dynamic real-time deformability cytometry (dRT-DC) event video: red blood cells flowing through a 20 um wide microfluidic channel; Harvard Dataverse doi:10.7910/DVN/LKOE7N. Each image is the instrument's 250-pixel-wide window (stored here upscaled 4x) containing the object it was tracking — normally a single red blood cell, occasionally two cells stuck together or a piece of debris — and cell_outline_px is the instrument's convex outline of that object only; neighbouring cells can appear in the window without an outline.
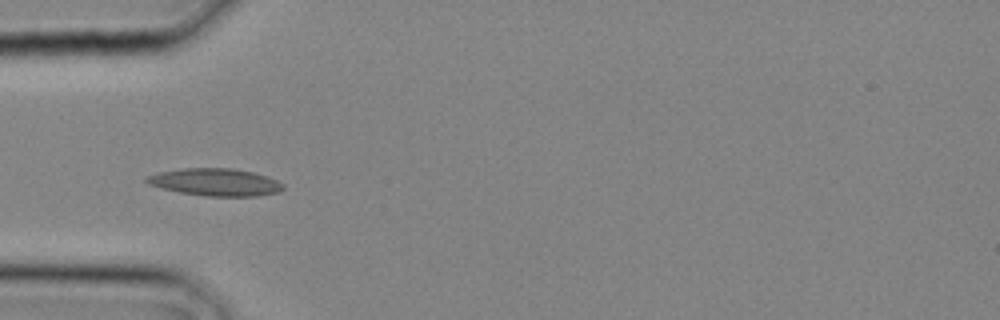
{"species": "common noctule bat (a hibernating species)", "species_latin": "Nyctalus noctula", "temperature_condition": "cold", "stored_images_in_passage": 13, "camera_frame_rate_fps": 3000, "um_per_image_px": 0.085, "animal": {"sex": "male", "body_mass_g": 20.4}, "frame": {"image": 1, "passage_image": 8, "time_ms": 2.333, "image_size_px": [1000, 320], "cell_outline_px": [[284, 188], [280, 192], [256, 196], [204, 196], [180, 192], [148, 184], [144, 180], [148, 176], [160, 172], [184, 168], [232, 168], [252, 172], [276, 180], [284, 184]], "centroid_in_image_um": [18.33, 15.49], "position_along_channel_um": 66.7, "area_um2": 21.56}}
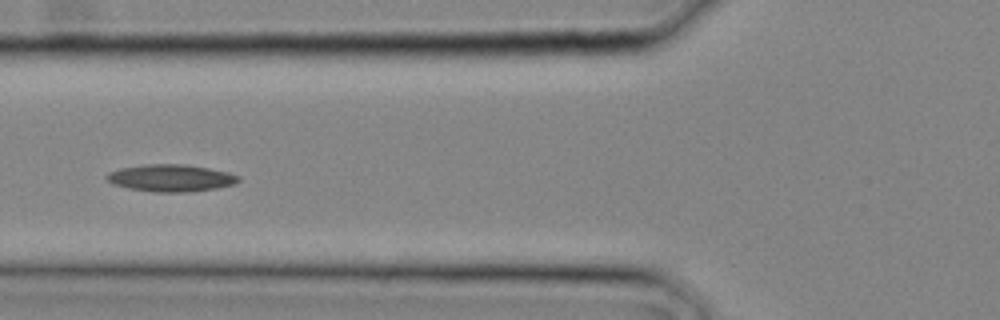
{"frame": {"image": 2, "passage_image": 10, "time_ms": 3.0, "image_size_px": [1000, 320], "cell_outline_px": [[240, 180], [236, 184], [216, 188], [188, 192], [156, 192], [128, 188], [112, 184], [104, 176], [108, 172], [120, 168], [144, 164], [184, 164], [208, 168], [228, 172], [240, 176]], "centroid_in_image_um": [14.52, 15.13], "position_along_channel_um": 111.3, "area_um2": 20.92}}
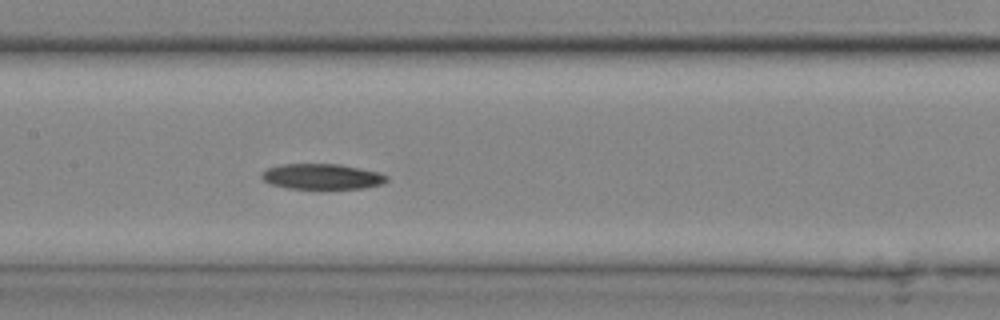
{"frame": {"image": 3, "passage_image": 13, "time_ms": 4.0, "image_size_px": [1000, 320], "cell_outline_px": [[388, 180], [384, 184], [364, 188], [288, 188], [272, 184], [264, 180], [260, 176], [268, 168], [280, 164], [340, 164], [380, 172], [388, 176]], "centroid_in_image_um": [27.43, 15.0], "position_along_channel_um": 180.0, "area_um2": 18.5}}